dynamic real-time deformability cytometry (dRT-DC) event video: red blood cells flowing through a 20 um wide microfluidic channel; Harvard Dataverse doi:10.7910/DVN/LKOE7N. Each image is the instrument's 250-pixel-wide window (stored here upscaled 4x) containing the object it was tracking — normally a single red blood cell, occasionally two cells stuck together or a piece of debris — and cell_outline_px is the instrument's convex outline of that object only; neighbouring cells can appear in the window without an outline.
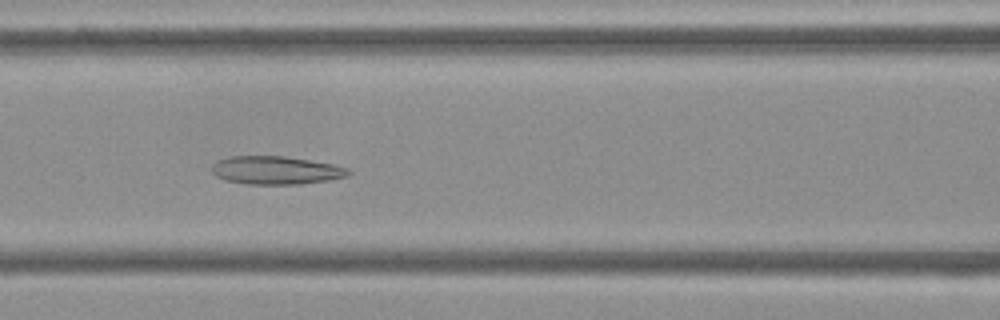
{"species": "Egyptian fruit bat (a non-hibernating species)", "species_latin": "Rousettus aegyptiacus", "temperature_condition": "cold", "stored_images_in_passage": 45, "camera_frame_rate_fps": 3000, "um_per_image_px": 0.085, "frame": {"image": 1, "passage_image": 14, "time_ms": 4.333, "image_size_px": [1000, 320], "cell_outline_px": [[352, 172], [348, 176], [328, 180], [300, 184], [248, 184], [224, 180], [216, 176], [212, 172], [212, 164], [216, 160], [232, 156], [284, 156], [332, 164], [348, 168]], "centroid_in_image_um": [23.43, 14.47], "position_along_channel_um": 143.2, "area_um2": 22.43}}
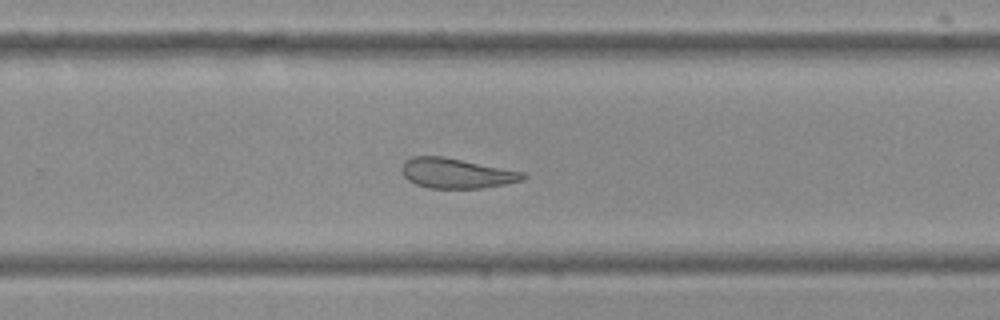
{"frame": {"image": 2, "passage_image": 26, "time_ms": 8.333, "image_size_px": [1000, 320], "cell_outline_px": [[528, 176], [524, 180], [484, 188], [428, 188], [416, 184], [408, 180], [400, 172], [400, 164], [404, 160], [412, 156], [444, 156], [524, 172]], "centroid_in_image_um": [38.76, 14.72], "position_along_channel_um": 291.0, "area_um2": 21.5}}
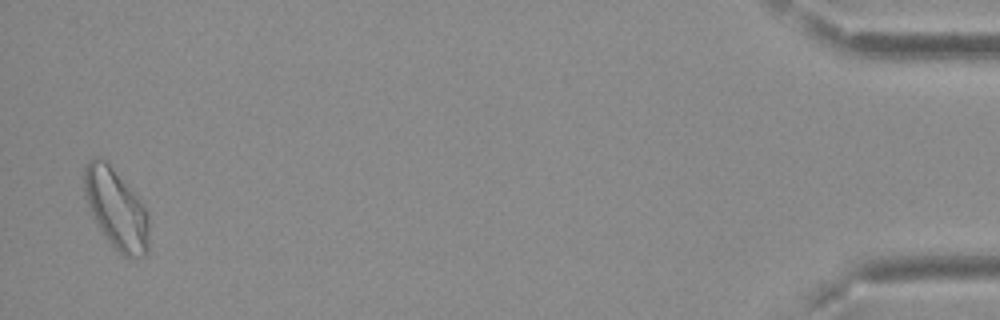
{"frame": {"image": 3, "passage_image": 44, "time_ms": 14.333, "image_size_px": [1000, 320], "cell_outline_px": [[148, 252], [144, 256], [128, 260], [104, 236], [92, 216], [84, 196], [84, 168], [88, 160], [92, 156], [100, 156], [112, 168], [140, 200], [148, 216]], "centroid_in_image_um": [9.85, 17.77], "position_along_channel_um": 425.3, "area_um2": 30.06}, "authors_computed_cell_mechanics": {"area_um2": 23.6402, "velocity_mm_per_s": 3.701, "shape_relaxation_time_tau1_ms": null, "shape_relaxation_time_tau2_ms": 2.4157, "deformation_change_tau1": null, "deformation_change_tau2": 0.1027}}